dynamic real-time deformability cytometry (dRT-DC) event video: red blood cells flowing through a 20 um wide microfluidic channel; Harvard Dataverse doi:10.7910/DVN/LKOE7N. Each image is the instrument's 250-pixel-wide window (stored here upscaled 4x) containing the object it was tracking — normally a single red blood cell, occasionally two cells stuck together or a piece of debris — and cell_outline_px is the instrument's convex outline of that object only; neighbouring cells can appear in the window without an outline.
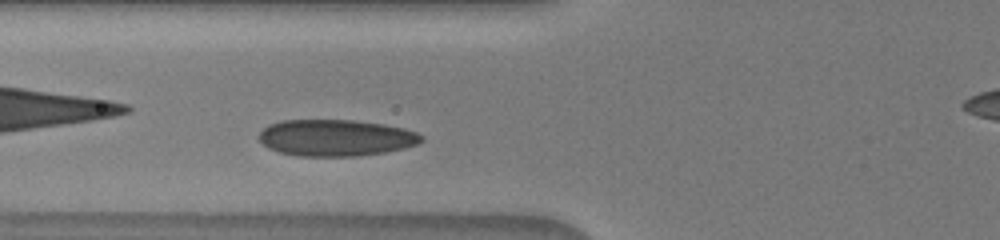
{"species": "human", "species_latin": "Homo sapiens", "temperature_condition": "warm", "stored_images_in_passage": 34, "camera_frame_rate_fps": 3000, "um_per_image_px": 0.085, "donor": {"sex": "male"}, "frame": {"image": 1, "passage_image": 6, "time_ms": 1.667, "image_size_px": [1000, 240], "cell_outline_px": [[424, 140], [416, 144], [404, 148], [384, 152], [356, 156], [300, 156], [280, 152], [268, 148], [260, 140], [260, 132], [268, 124], [280, 120], [352, 120], [384, 124], [404, 128], [416, 132], [424, 136]], "centroid_in_image_um": [28.55, 11.7], "position_along_channel_um": 97.2, "area_um2": 34.56}}
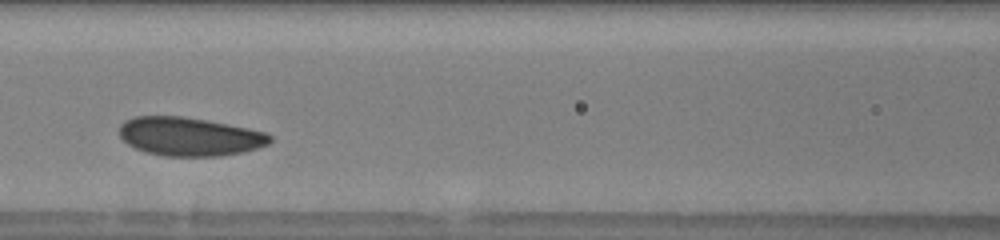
{"frame": {"image": 2, "passage_image": 10, "time_ms": 3.0, "image_size_px": [1000, 240], "cell_outline_px": [[272, 140], [268, 144], [244, 152], [220, 156], [164, 156], [144, 152], [128, 144], [120, 136], [120, 124], [124, 120], [136, 116], [180, 116], [208, 120], [268, 132], [272, 136]], "centroid_in_image_um": [16.12, 11.6], "position_along_channel_um": 150.5, "area_um2": 34.04}}